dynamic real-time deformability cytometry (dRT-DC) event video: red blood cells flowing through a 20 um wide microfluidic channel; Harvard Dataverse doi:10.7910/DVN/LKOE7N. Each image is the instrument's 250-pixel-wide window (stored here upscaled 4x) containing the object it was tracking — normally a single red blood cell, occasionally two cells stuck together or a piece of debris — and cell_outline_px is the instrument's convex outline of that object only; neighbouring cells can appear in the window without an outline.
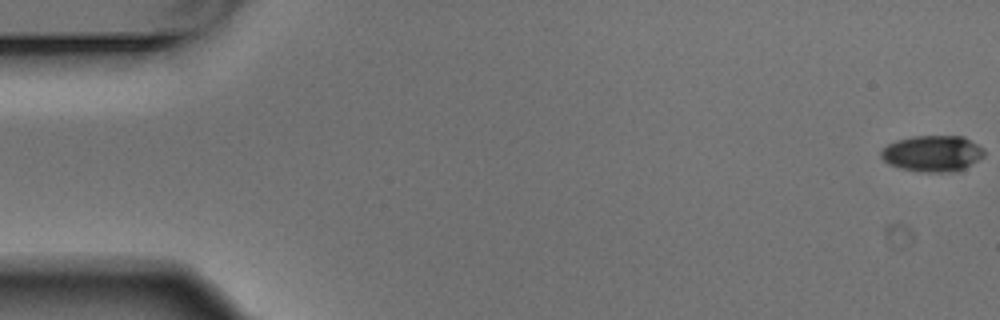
{"species": "Egyptian fruit bat (a non-hibernating species)", "species_latin": "Rousettus aegyptiacus", "temperature_condition": "warm", "stored_images_in_passage": 7, "camera_frame_rate_fps": 3000, "um_per_image_px": 0.085, "animal": {"sex": "male"}, "frame": {"image": 1, "passage_image": 1, "time_ms": 0.0, "image_size_px": [1000, 320], "cell_outline_px": [[984, 156], [964, 168], [948, 172], [924, 172], [900, 168], [888, 164], [880, 156], [880, 152], [888, 144], [896, 140], [912, 136], [964, 136], [984, 148]], "centroid_in_image_um": [79.25, 13.03], "position_along_channel_um": 5.7, "area_um2": 21.68}}
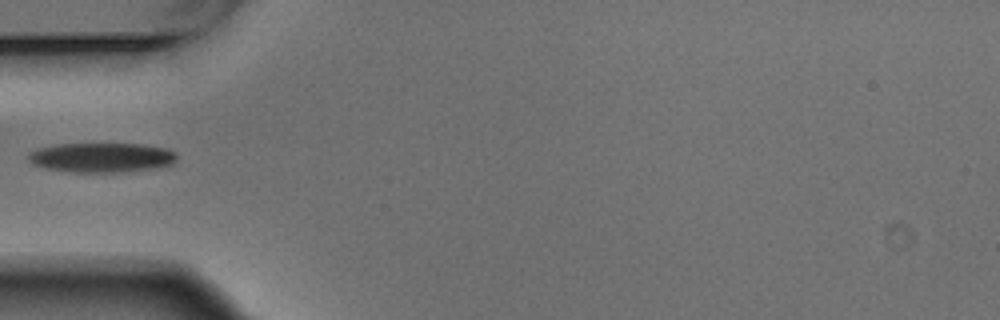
{"frame": {"image": 2, "passage_image": 6, "time_ms": 1.667, "image_size_px": [1000, 320], "cell_outline_px": [[176, 160], [172, 164], [156, 168], [116, 172], [68, 172], [44, 168], [32, 164], [28, 160], [28, 152], [40, 148], [56, 144], [140, 144], [164, 148], [176, 152]], "centroid_in_image_um": [8.6, 13.39], "position_along_channel_um": 76.4, "area_um2": 25.61}}
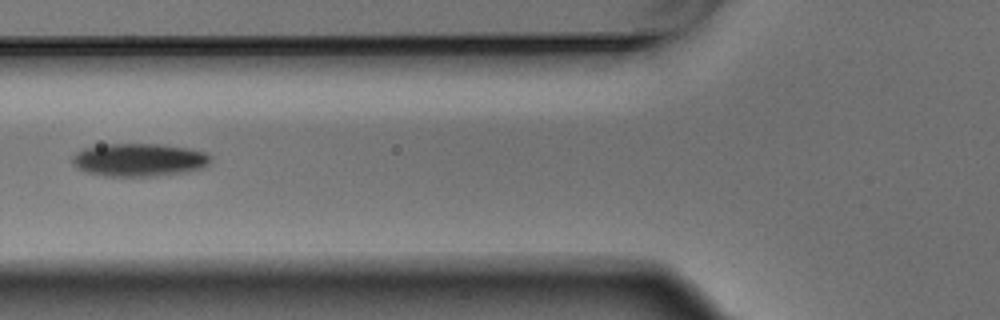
{"frame": {"image": 3, "passage_image": 7, "time_ms": 2.0, "image_size_px": [1000, 320], "cell_outline_px": [[212, 160], [204, 168], [184, 172], [156, 176], [104, 176], [88, 172], [76, 168], [72, 164], [72, 156], [76, 152], [84, 148], [108, 144], [160, 144], [188, 148], [208, 152], [212, 156]], "centroid_in_image_um": [11.85, 13.59], "position_along_channel_um": 113.9, "area_um2": 26.82}}